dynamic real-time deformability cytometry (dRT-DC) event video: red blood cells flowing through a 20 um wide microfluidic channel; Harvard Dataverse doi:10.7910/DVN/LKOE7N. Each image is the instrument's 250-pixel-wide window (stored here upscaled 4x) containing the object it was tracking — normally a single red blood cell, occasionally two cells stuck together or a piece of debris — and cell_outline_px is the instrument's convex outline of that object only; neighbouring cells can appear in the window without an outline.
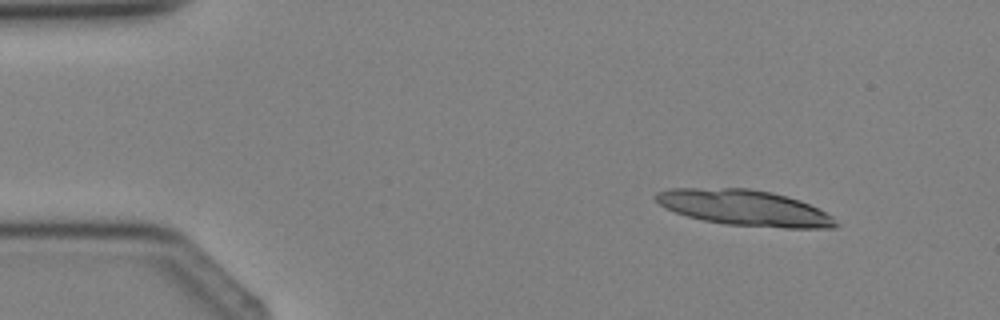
{"species": "Egyptian fruit bat (a non-hibernating species)", "species_latin": "Rousettus aegyptiacus", "temperature_condition": "cold", "stored_images_in_passage": 3, "camera_frame_rate_fps": 3000, "um_per_image_px": 0.085, "animal": {"sex": "female"}, "frame": {"image": 1, "passage_image": 1, "time_ms": 0.0, "image_size_px": [1000, 320], "cell_outline_px": [[840, 224], [836, 228], [784, 228], [724, 224], [704, 220], [688, 216], [664, 208], [652, 196], [656, 192], [668, 188], [748, 188], [772, 192], [800, 200], [832, 216]], "centroid_in_image_um": [63.26, 17.66], "position_along_channel_um": 21.7, "area_um2": 37.57}}